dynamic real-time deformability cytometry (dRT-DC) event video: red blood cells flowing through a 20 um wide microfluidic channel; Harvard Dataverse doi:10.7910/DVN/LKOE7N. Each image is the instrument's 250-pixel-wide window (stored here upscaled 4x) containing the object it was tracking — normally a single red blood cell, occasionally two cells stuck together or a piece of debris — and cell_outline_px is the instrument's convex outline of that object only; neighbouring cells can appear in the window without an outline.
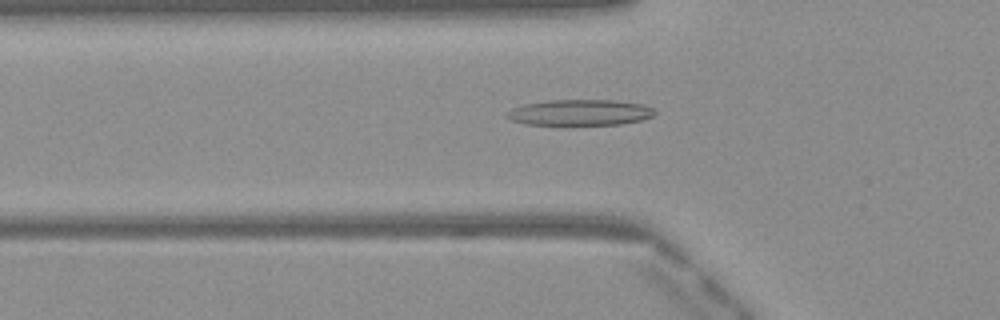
{"species": "Egyptian fruit bat (a non-hibernating species)", "species_latin": "Rousettus aegyptiacus", "temperature_condition": "warm", "stored_images_in_passage": 50, "camera_frame_rate_fps": 3000, "um_per_image_px": 0.085, "frame": {"image": 1, "passage_image": 17, "time_ms": 5.333, "image_size_px": [1000, 320], "cell_outline_px": [[656, 112], [652, 116], [644, 120], [620, 124], [524, 124], [512, 120], [504, 116], [504, 112], [512, 108], [524, 104], [548, 100], [616, 100], [640, 104], [652, 108]], "centroid_in_image_um": [49.26, 9.55], "position_along_channel_um": 76.5, "area_um2": 22.25}}
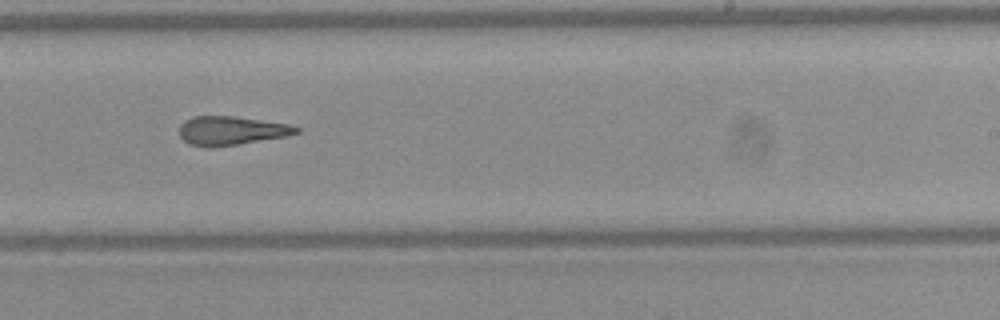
{"frame": {"image": 2, "passage_image": 31, "time_ms": 10.0, "image_size_px": [1000, 320], "cell_outline_px": [[300, 132], [288, 136], [212, 148], [208, 148], [188, 144], [180, 136], [180, 124], [184, 120], [192, 116], [232, 116], [288, 124], [300, 128]], "centroid_in_image_um": [19.63, 11.11], "position_along_channel_um": 269.4, "area_um2": 19.71}}
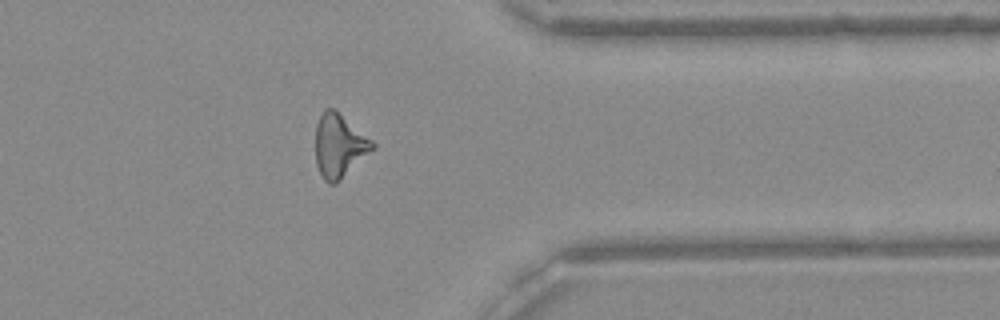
{"frame": {"image": 3, "passage_image": 40, "time_ms": 13.0, "image_size_px": [1000, 320], "cell_outline_px": [[376, 148], [336, 184], [328, 184], [324, 180], [316, 164], [316, 124], [324, 108], [336, 108], [372, 140], [376, 144]], "centroid_in_image_um": [28.85, 12.37], "position_along_channel_um": 382.5, "area_um2": 21.39}, "authors_computed_cell_mechanics": {"area_um2": 20.9525, "velocity_mm_per_s": 4.1065, "shape_relaxation_time_tau1_ms": null, "shape_relaxation_time_tau2_ms": 2.7196, "deformation_change_tau1": null, "deformation_change_tau2": 0.1523}}